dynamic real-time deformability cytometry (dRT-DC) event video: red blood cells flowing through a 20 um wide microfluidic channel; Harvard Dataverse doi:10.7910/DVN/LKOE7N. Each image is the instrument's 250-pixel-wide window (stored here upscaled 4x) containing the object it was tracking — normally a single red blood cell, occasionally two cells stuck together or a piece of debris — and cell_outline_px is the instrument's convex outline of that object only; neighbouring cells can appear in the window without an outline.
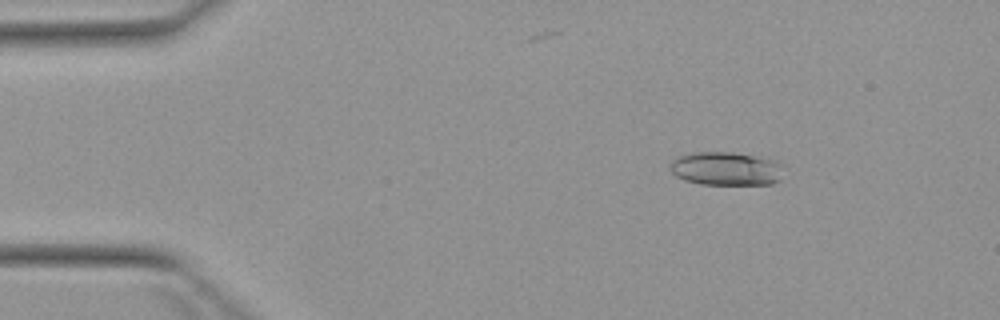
{"species": "Egyptian fruit bat (a non-hibernating species)", "species_latin": "Rousettus aegyptiacus", "temperature_condition": "warm", "stored_images_in_passage": 5, "camera_frame_rate_fps": 3000, "um_per_image_px": 0.085, "animal": {"sex": "female"}, "frame": {"image": 1, "passage_image": 3, "time_ms": 2.333, "image_size_px": [1000, 320], "cell_outline_px": [[784, 164], [780, 180], [772, 184], [700, 184], [684, 180], [676, 176], [672, 172], [672, 160], [676, 156], [696, 152], [732, 152], [772, 160]], "centroid_in_image_um": [61.73, 14.34], "position_along_channel_um": 23.3, "area_um2": 22.08}}